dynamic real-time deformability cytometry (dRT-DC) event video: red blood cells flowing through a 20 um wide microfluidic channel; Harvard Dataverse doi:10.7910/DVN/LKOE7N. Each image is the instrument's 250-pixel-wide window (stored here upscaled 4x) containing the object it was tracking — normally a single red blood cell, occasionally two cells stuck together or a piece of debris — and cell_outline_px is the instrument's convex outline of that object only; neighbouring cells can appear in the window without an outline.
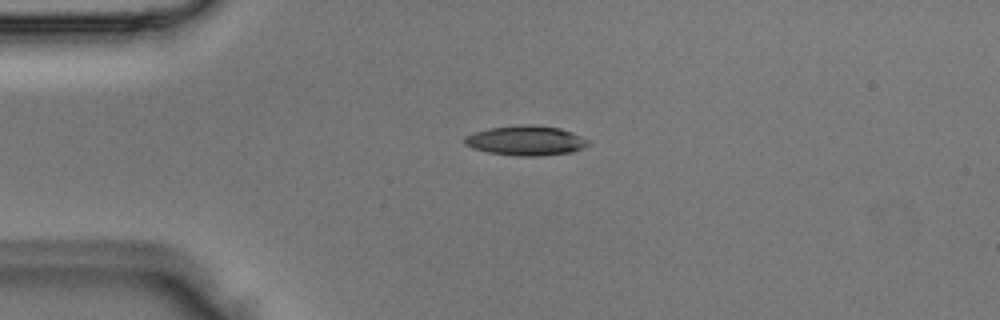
{"species": "Egyptian fruit bat (a non-hibernating species)", "species_latin": "Rousettus aegyptiacus", "temperature_condition": "room temperature", "stored_images_in_passage": 2, "camera_frame_rate_fps": 3000, "um_per_image_px": 0.085, "animal": {"sex": "male"}, "frame": {"image": 1, "passage_image": 1, "time_ms": 0.0, "image_size_px": [1000, 320], "cell_outline_px": [[588, 144], [584, 148], [572, 152], [540, 156], [516, 156], [488, 152], [472, 148], [464, 144], [464, 136], [488, 128], [524, 124], [536, 124], [560, 128], [572, 132], [588, 140]], "centroid_in_image_um": [44.69, 11.94], "position_along_channel_um": 40.3, "area_um2": 21.56}}